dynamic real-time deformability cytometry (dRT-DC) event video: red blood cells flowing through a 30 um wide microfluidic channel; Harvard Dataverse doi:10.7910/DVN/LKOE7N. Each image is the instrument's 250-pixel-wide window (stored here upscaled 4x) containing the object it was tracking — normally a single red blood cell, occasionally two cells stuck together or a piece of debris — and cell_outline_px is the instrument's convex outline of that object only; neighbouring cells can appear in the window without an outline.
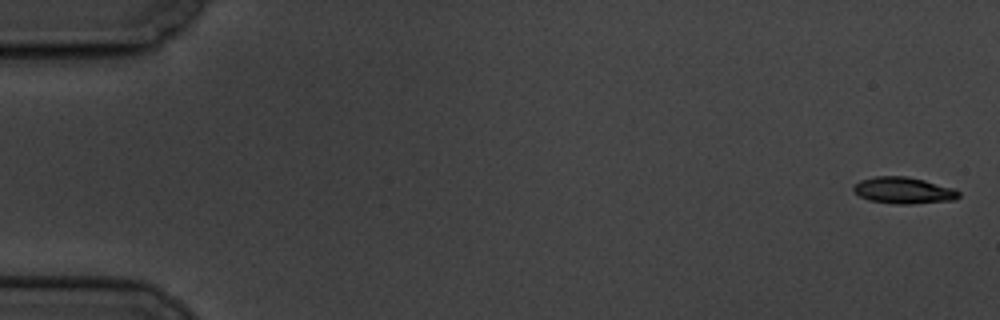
{"species": "common noctule bat (a hibernating species)", "species_latin": "Nyctalus noctula", "temperature_condition": "cold", "stored_images_in_passage": 8, "camera_frame_rate_fps": 3000, "um_per_image_px": 0.085, "animal": {"sex": "male", "body_mass_g": 19.5, "forearm_length_mm": 54.6}, "frame": {"image": 1, "passage_image": 1, "time_ms": 0.0, "image_size_px": [1000, 320], "cell_outline_px": [[960, 196], [956, 200], [912, 204], [896, 204], [868, 200], [860, 196], [852, 188], [860, 180], [876, 176], [908, 176], [956, 188], [960, 192]], "centroid_in_image_um": [76.86, 16.19], "position_along_channel_um": 8.1, "area_um2": 16.42}}
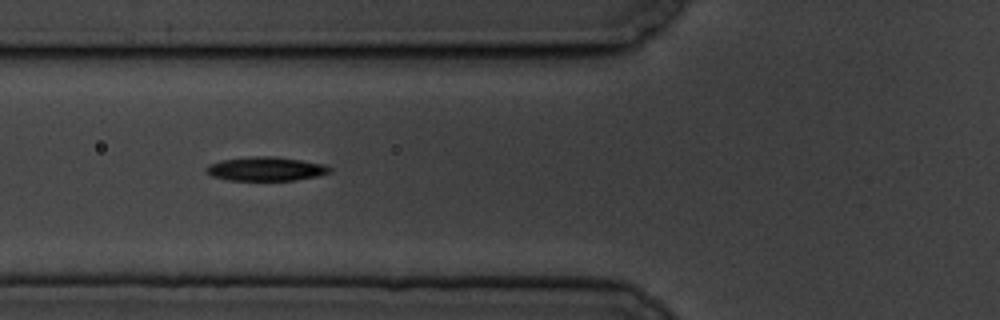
{"frame": {"image": 2, "passage_image": 7, "time_ms": 7.0, "image_size_px": [1000, 320], "cell_outline_px": [[332, 172], [320, 176], [296, 180], [228, 180], [212, 176], [204, 172], [204, 168], [208, 164], [224, 160], [252, 156], [272, 156], [300, 160], [324, 164], [332, 168]], "centroid_in_image_um": [22.61, 14.36], "position_along_channel_um": 103.2, "area_um2": 17.34}}
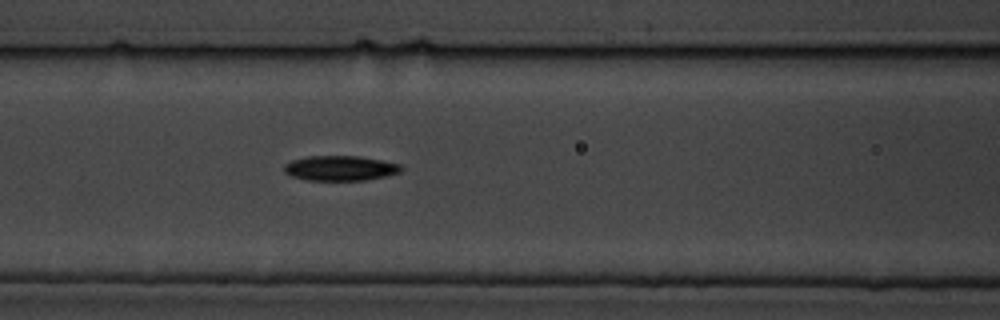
{"frame": {"image": 3, "passage_image": 8, "time_ms": 8.0, "image_size_px": [1000, 320], "cell_outline_px": [[404, 168], [400, 172], [384, 176], [364, 180], [308, 180], [292, 176], [284, 172], [284, 164], [292, 160], [308, 156], [360, 156], [400, 164]], "centroid_in_image_um": [28.91, 14.29], "position_along_channel_um": 137.7, "area_um2": 16.94}}